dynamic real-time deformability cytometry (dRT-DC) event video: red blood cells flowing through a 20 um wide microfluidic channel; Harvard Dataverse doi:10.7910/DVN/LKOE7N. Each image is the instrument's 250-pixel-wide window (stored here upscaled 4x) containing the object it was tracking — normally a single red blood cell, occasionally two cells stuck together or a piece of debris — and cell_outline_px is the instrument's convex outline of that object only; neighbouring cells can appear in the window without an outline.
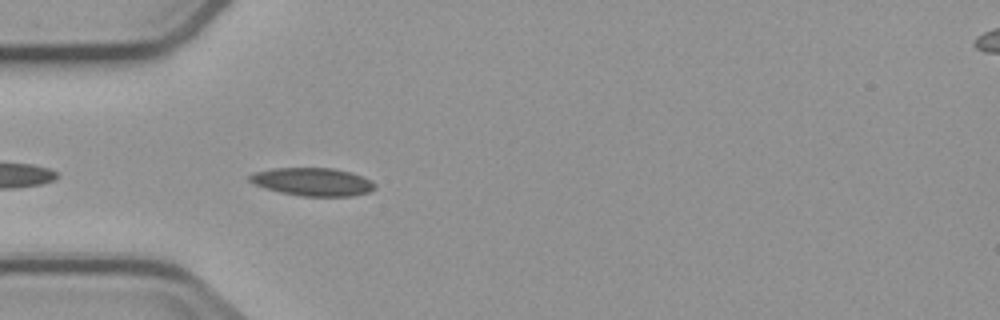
{"species": "common noctule bat (a hibernating species)", "species_latin": "Nyctalus noctula", "temperature_condition": "cold", "stored_images_in_passage": 5, "camera_frame_rate_fps": 3000, "um_per_image_px": 0.085, "animal": {"sex": "male", "body_mass_g": 23.1, "forearm_length_mm": 52.7}, "frame": {"image": 1, "passage_image": 5, "time_ms": 4.667, "image_size_px": [1000, 320], "cell_outline_px": [[376, 188], [368, 192], [352, 196], [300, 196], [280, 192], [264, 188], [248, 180], [248, 176], [256, 172], [272, 168], [332, 168], [352, 172], [364, 176], [372, 180], [376, 184]], "centroid_in_image_um": [26.62, 15.45], "position_along_channel_um": 58.4, "area_um2": 20.58}}